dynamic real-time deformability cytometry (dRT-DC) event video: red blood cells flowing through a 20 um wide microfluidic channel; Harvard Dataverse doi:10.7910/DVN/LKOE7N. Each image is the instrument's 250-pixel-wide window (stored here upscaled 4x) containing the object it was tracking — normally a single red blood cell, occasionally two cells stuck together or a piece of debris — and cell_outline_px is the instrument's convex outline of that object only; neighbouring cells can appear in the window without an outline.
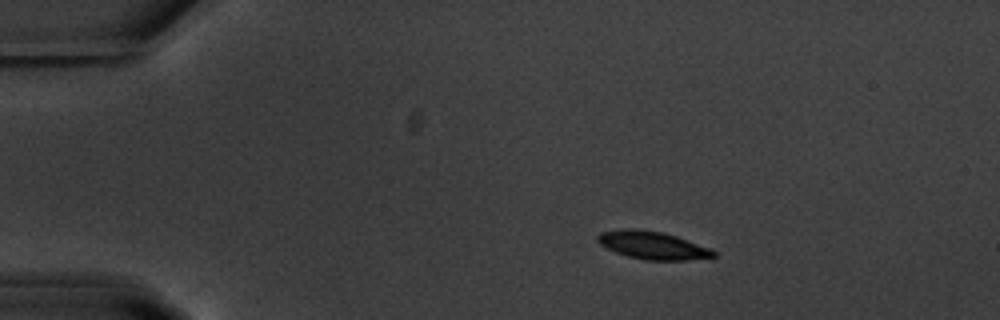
{"species": "common noctule bat (a hibernating species)", "species_latin": "Nyctalus noctula", "temperature_condition": "warm", "stored_images_in_passage": 46, "camera_frame_rate_fps": 3000, "um_per_image_px": 0.085, "animal": {"sex": "male", "body_mass_g": 20.1, "forearm_length_mm": 53.5}, "frame": {"image": 1, "passage_image": 1, "time_ms": 0.0, "image_size_px": [1000, 320], "cell_outline_px": [[716, 256], [688, 260], [644, 260], [628, 256], [616, 252], [600, 244], [596, 240], [596, 236], [600, 232], [628, 228], [636, 228], [664, 232], [676, 236], [708, 248], [716, 252]], "centroid_in_image_um": [55.43, 20.84], "position_along_channel_um": 29.6, "area_um2": 18.67}}
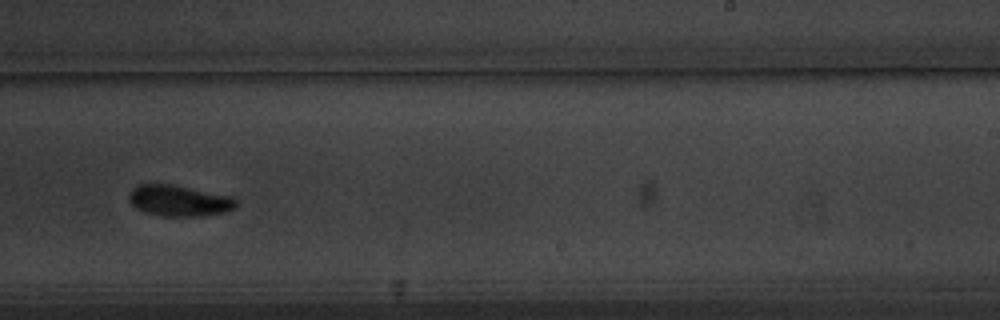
{"frame": {"image": 2, "passage_image": 26, "time_ms": 8.333, "image_size_px": [1000, 320], "cell_outline_px": [[236, 208], [228, 212], [200, 216], [164, 216], [144, 212], [136, 208], [128, 200], [128, 192], [132, 188], [140, 184], [172, 184], [232, 196], [236, 200]], "centroid_in_image_um": [15.22, 17.06], "position_along_channel_um": 273.8, "area_um2": 19.59}}
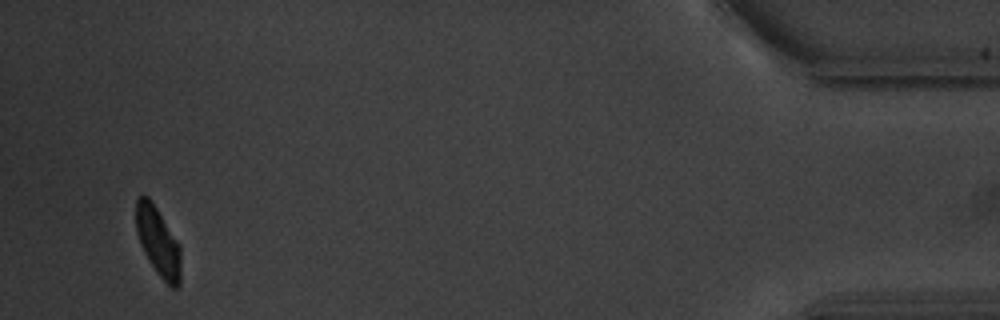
{"frame": {"image": 3, "passage_image": 44, "time_ms": 14.333, "image_size_px": [1000, 320], "cell_outline_px": [[180, 284], [176, 288], [172, 288], [156, 272], [144, 252], [140, 244], [136, 232], [136, 200], [140, 196], [148, 196], [156, 208], [176, 240], [180, 248]], "centroid_in_image_um": [13.42, 20.56], "position_along_channel_um": 421.8, "area_um2": 17.57}, "authors_computed_cell_mechanics": {"area_um2": 19.2474, "velocity_mm_per_s": 3.6873, "shape_relaxation_time_tau1_ms": 1.9882, "shape_relaxation_time_tau2_ms": 9.7709, "deformation_change_tau1": 0.125, "deformation_change_tau2": 0.1155}}